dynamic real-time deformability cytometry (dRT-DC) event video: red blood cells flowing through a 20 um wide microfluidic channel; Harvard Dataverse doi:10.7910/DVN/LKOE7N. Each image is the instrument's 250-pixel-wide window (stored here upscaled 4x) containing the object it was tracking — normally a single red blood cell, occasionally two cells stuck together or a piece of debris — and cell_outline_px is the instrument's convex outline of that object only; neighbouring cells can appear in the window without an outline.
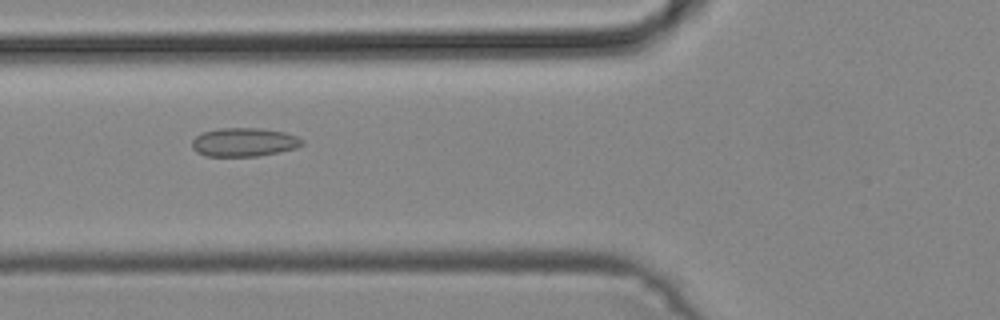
{"species": "common noctule bat (a hibernating species)", "species_latin": "Nyctalus noctula", "temperature_condition": "cold", "stored_images_in_passage": 48, "camera_frame_rate_fps": 3000, "um_per_image_px": 0.085, "animal": {"sex": "male", "body_mass_g": 19.2, "forearm_length_mm": 51.8}, "frame": {"image": 1, "passage_image": 18, "time_ms": 5.667, "image_size_px": [1000, 320], "cell_outline_px": [[304, 144], [296, 148], [256, 156], [204, 156], [196, 152], [192, 148], [192, 140], [196, 136], [204, 132], [220, 128], [260, 128], [284, 132], [296, 136], [304, 140]], "centroid_in_image_um": [20.73, 12.08], "position_along_channel_um": 105.1, "area_um2": 18.32}}
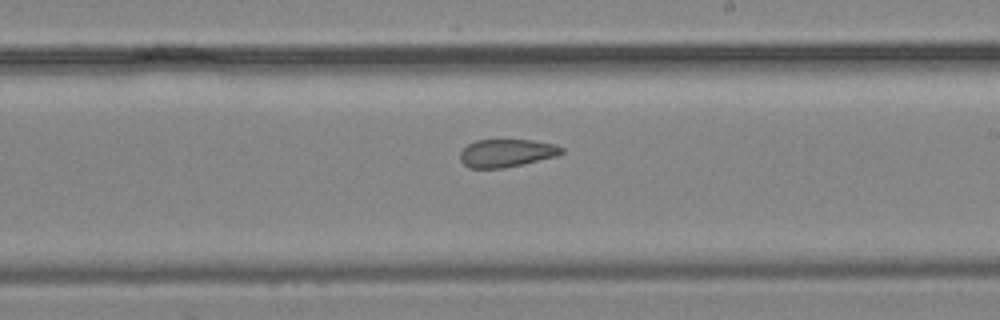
{"frame": {"image": 2, "passage_image": 28, "time_ms": 9.0, "image_size_px": [1000, 320], "cell_outline_px": [[564, 152], [556, 156], [504, 168], [468, 168], [460, 160], [460, 152], [468, 144], [476, 140], [532, 140], [556, 144], [564, 148]], "centroid_in_image_um": [43.06, 13.0], "position_along_channel_um": 245.9, "area_um2": 16.47}}
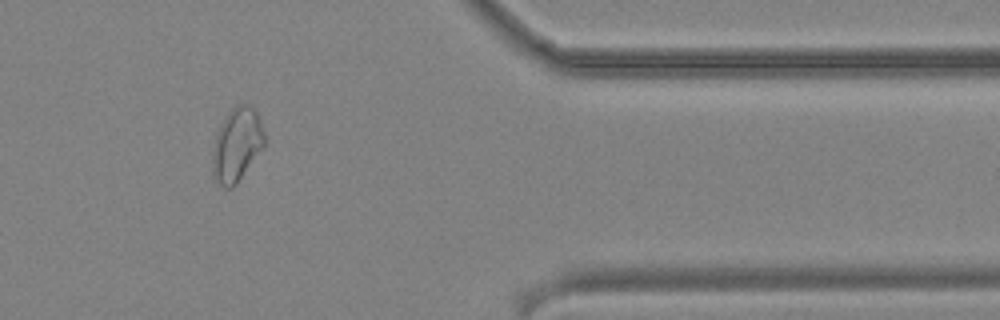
{"frame": {"image": 3, "passage_image": 40, "time_ms": 13.0, "image_size_px": [1000, 320], "cell_outline_px": [[264, 144], [236, 184], [232, 188], [224, 188], [212, 176], [212, 152], [216, 132], [228, 112], [236, 104], [248, 104], [256, 112], [260, 120], [264, 132]], "centroid_in_image_um": [20.09, 12.3], "position_along_channel_um": 391.3, "area_um2": 22.02}}